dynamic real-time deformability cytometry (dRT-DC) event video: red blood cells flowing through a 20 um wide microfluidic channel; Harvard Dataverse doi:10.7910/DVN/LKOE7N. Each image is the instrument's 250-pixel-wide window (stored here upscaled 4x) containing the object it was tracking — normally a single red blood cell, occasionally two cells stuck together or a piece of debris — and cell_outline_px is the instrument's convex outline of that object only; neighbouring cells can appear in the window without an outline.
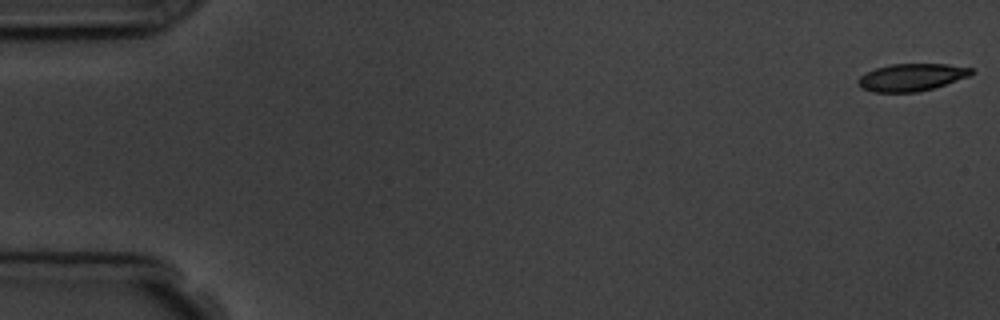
{"species": "common noctule bat (a hibernating species)", "species_latin": "Nyctalus noctula", "temperature_condition": "room temperature", "stored_images_in_passage": 4, "segment_of_instrument_passage": [2, 2], "camera_frame_rate_fps": 3000, "um_per_image_px": 0.085, "animal": {"sex": "male", "body_mass_g": 19.5, "forearm_length_mm": 54.6}, "frame": {"image": 1, "passage_image": 4, "time_ms": 3.667, "image_size_px": [1000, 320], "cell_outline_px": [[976, 72], [968, 76], [932, 88], [916, 92], [872, 92], [860, 88], [856, 84], [856, 80], [860, 76], [876, 68], [892, 64], [948, 64], [972, 68]], "centroid_in_image_um": [77.44, 6.57], "position_along_channel_um": 7.6, "area_um2": 17.98}}